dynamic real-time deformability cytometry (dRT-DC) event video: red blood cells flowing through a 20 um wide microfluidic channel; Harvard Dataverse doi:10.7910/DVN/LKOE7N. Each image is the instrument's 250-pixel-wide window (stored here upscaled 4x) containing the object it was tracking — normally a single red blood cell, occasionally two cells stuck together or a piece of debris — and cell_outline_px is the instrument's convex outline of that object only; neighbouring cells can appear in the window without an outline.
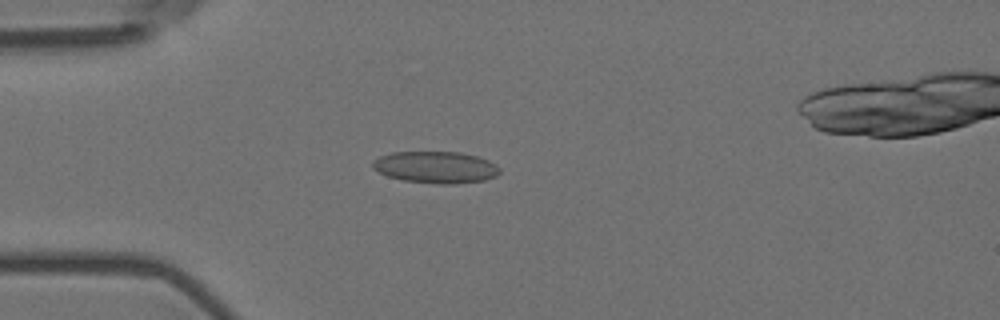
{"species": "Egyptian fruit bat (a non-hibernating species)", "species_latin": "Rousettus aegyptiacus", "temperature_condition": "room temperature", "stored_images_in_passage": 6, "camera_frame_rate_fps": 3000, "um_per_image_px": 0.085, "animal": {"sex": "female"}, "frame": {"image": 1, "passage_image": 5, "time_ms": 1.333, "image_size_px": [1000, 320], "cell_outline_px": [[500, 172], [496, 176], [484, 180], [456, 184], [436, 184], [404, 180], [388, 176], [372, 168], [372, 160], [380, 156], [392, 152], [460, 152], [476, 156], [488, 160], [496, 164], [500, 168]], "centroid_in_image_um": [37.04, 14.22], "position_along_channel_um": 48.0, "area_um2": 23.58}}